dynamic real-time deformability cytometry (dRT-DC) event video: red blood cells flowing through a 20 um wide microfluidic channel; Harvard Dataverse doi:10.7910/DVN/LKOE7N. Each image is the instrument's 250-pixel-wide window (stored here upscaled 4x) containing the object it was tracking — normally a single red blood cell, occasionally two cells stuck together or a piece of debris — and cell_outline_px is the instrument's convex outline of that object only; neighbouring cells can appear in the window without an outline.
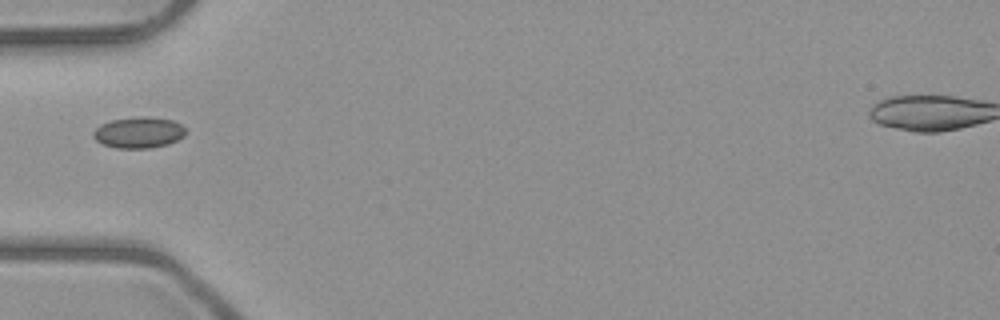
{"species": "common noctule bat (a hibernating species)", "species_latin": "Nyctalus noctula", "temperature_condition": "room temperature", "stored_images_in_passage": 2, "camera_frame_rate_fps": 3000, "um_per_image_px": 0.085, "animal": {"sex": "male", "body_mass_g": 23.1, "forearm_length_mm": 52.7}, "frame": {"image": 1, "passage_image": 1, "time_ms": 0.0, "image_size_px": [1000, 320], "cell_outline_px": [[184, 136], [168, 144], [148, 148], [116, 148], [104, 144], [96, 140], [92, 136], [92, 132], [100, 124], [112, 120], [140, 116], [148, 116], [172, 120], [180, 124], [184, 128]], "centroid_in_image_um": [11.76, 11.26], "position_along_channel_um": 73.2, "area_um2": 16.65}}
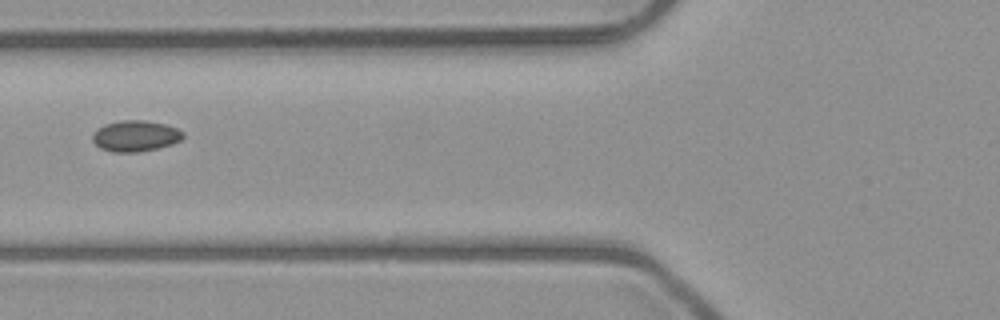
{"frame": {"image": 2, "passage_image": 2, "time_ms": 1.0, "image_size_px": [1000, 320], "cell_outline_px": [[184, 136], [180, 140], [172, 144], [140, 152], [112, 152], [100, 148], [92, 140], [92, 132], [96, 128], [104, 124], [120, 120], [144, 120], [164, 124], [176, 128], [184, 132]], "centroid_in_image_um": [11.47, 11.55], "position_along_channel_um": 114.3, "area_um2": 16.47}}